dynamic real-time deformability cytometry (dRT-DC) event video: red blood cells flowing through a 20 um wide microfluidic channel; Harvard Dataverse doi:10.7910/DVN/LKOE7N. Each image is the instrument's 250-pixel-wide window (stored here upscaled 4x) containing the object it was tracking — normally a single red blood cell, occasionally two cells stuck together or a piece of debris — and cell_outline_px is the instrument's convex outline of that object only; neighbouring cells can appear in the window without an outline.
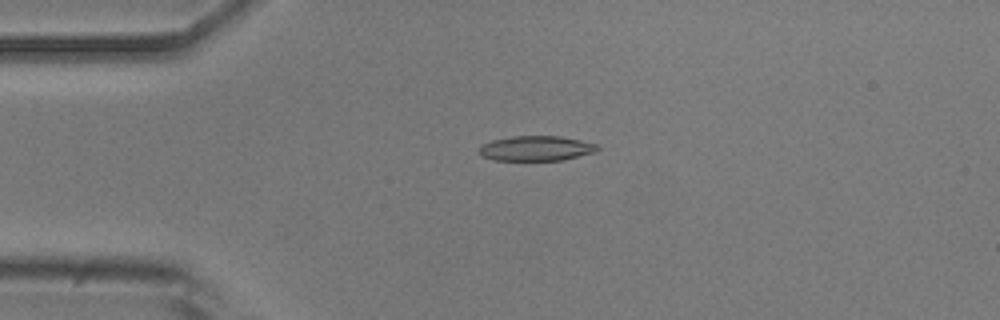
{"species": "common noctule bat (a hibernating species)", "species_latin": "Nyctalus noctula", "temperature_condition": "room temperature", "stored_images_in_passage": 51, "camera_frame_rate_fps": 3000, "um_per_image_px": 0.085, "animal": {"sex": "male", "body_mass_g": 20.5, "forearm_length_mm": 52.5}, "frame": {"image": 1, "passage_image": 11, "time_ms": 3.333, "image_size_px": [1000, 320], "cell_outline_px": [[600, 148], [596, 152], [560, 160], [492, 160], [480, 156], [480, 144], [492, 140], [512, 136], [560, 136], [580, 140], [596, 144]], "centroid_in_image_um": [45.54, 12.61], "position_along_channel_um": 39.5, "area_um2": 17.22}}
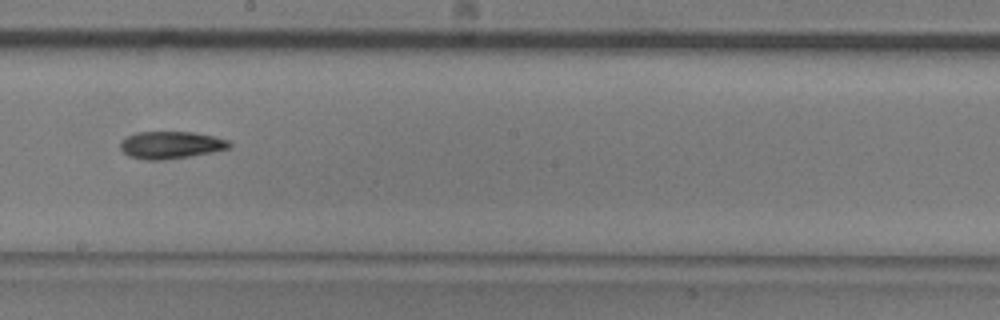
{"frame": {"image": 2, "passage_image": 28, "time_ms": 9.0, "image_size_px": [1000, 320], "cell_outline_px": [[232, 144], [228, 148], [212, 152], [164, 160], [144, 160], [128, 156], [120, 148], [120, 144], [128, 136], [136, 132], [192, 132], [212, 136], [228, 140]], "centroid_in_image_um": [14.5, 12.33], "position_along_channel_um": 233.7, "area_um2": 17.17}}
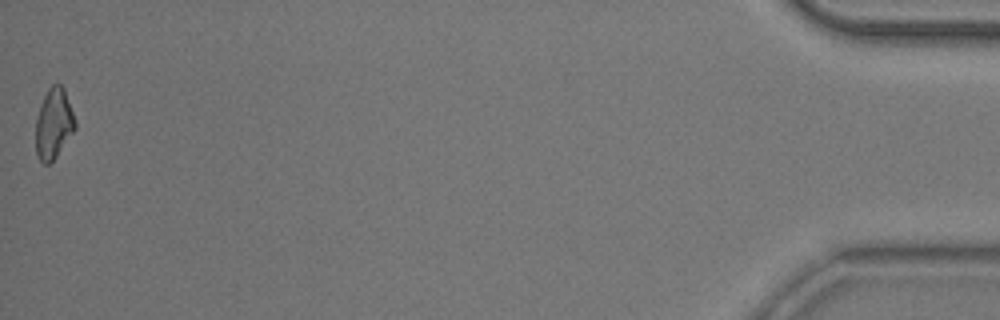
{"frame": {"image": 3, "passage_image": 51, "time_ms": 16.667, "image_size_px": [1000, 320], "cell_outline_px": [[76, 128], [56, 156], [48, 164], [44, 164], [40, 160], [36, 152], [36, 120], [40, 104], [48, 88], [52, 84], [60, 84], [64, 88], [76, 120]], "centroid_in_image_um": [4.57, 10.49], "position_along_channel_um": 430.6, "area_um2": 16.07}, "authors_computed_cell_mechanics": {"area_um2": 17.1088, "velocity_mm_per_s": 3.861, "shape_relaxation_time_tau1_ms": 6.6732, "shape_relaxation_time_tau2_ms": null, "deformation_change_tau1": 0.1711, "deformation_change_tau2": null}}